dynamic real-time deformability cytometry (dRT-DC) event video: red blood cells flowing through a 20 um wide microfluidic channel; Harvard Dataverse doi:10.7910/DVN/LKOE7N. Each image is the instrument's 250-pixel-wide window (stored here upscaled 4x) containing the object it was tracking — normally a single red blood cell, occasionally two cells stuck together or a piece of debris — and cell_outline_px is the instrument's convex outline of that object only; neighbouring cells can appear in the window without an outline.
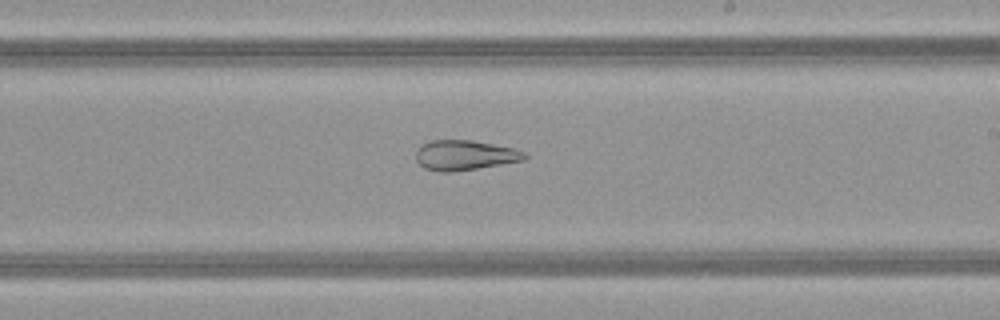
{"species": "common noctule bat (a hibernating species)", "species_latin": "Nyctalus noctula", "temperature_condition": "warm", "stored_images_in_passage": 32, "camera_frame_rate_fps": 3000, "um_per_image_px": 0.085, "animal": {"sex": "female", "body_mass_g": 21.9}, "frame": {"image": 1, "passage_image": 14, "time_ms": 4.333, "image_size_px": [1000, 320], "cell_outline_px": [[528, 156], [524, 160], [476, 168], [448, 172], [440, 172], [424, 168], [416, 160], [416, 152], [420, 144], [432, 140], [472, 140], [512, 148], [524, 152]], "centroid_in_image_um": [39.46, 13.18], "position_along_channel_um": 249.5, "area_um2": 18.79}, "authors_computed_cell_mechanics": {"area_um2": 21.4149, "velocity_mm_per_s": 4.1667, "shape_relaxation_time_tau1_ms": null, "shape_relaxation_time_tau2_ms": 2.5703, "deformation_change_tau1": null, "deformation_change_tau2": 0.1052}}